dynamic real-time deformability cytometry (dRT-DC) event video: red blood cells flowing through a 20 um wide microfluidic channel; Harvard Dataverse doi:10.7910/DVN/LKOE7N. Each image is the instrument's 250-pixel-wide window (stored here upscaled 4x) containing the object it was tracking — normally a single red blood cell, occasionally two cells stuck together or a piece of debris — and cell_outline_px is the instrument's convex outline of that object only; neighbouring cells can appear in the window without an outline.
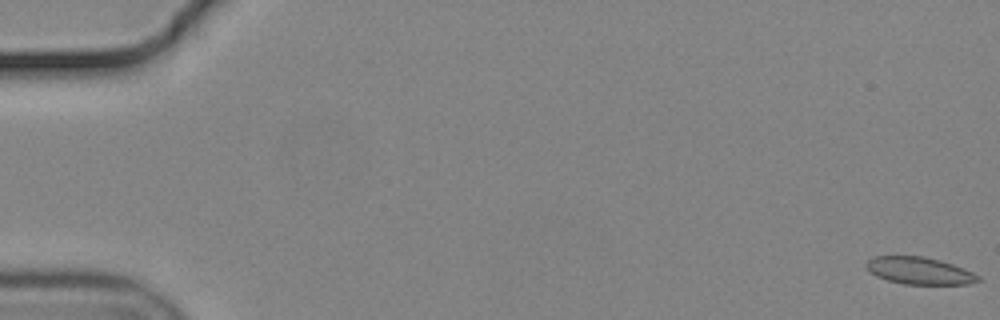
{"species": "common noctule bat (a hibernating species)", "species_latin": "Nyctalus noctula", "temperature_condition": "cold", "stored_images_in_passage": 57, "camera_frame_rate_fps": 3000, "um_per_image_px": 0.085, "animal": {"sex": "male", "body_mass_g": 19.2, "forearm_length_mm": 51.8}, "frame": {"image": 1, "passage_image": 1, "time_ms": 0.0, "image_size_px": [1000, 320], "cell_outline_px": [[980, 280], [968, 284], [904, 284], [888, 280], [876, 276], [864, 268], [864, 264], [872, 256], [924, 256], [940, 260], [964, 268], [980, 276]], "centroid_in_image_um": [78.11, 23.0], "position_along_channel_um": 6.9, "area_um2": 17.8}}
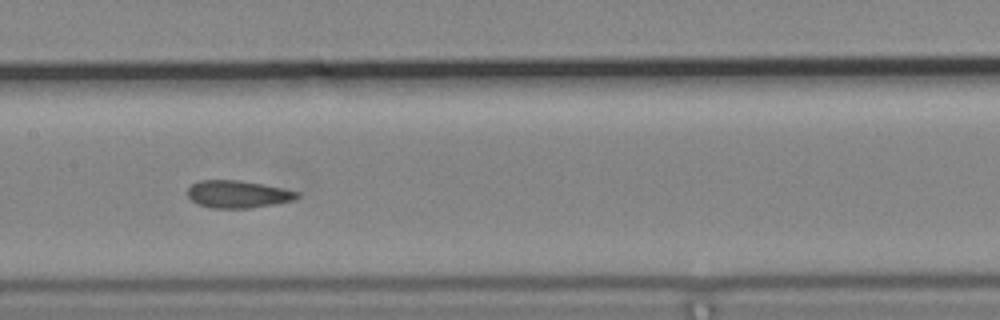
{"frame": {"image": 2, "passage_image": 29, "time_ms": 9.333, "image_size_px": [1000, 320], "cell_outline_px": [[300, 196], [292, 200], [272, 204], [248, 208], [212, 208], [200, 204], [192, 200], [188, 196], [188, 188], [192, 184], [200, 180], [236, 180], [284, 188], [300, 192]], "centroid_in_image_um": [20.22, 16.5], "position_along_channel_um": 187.2, "area_um2": 17.22}}
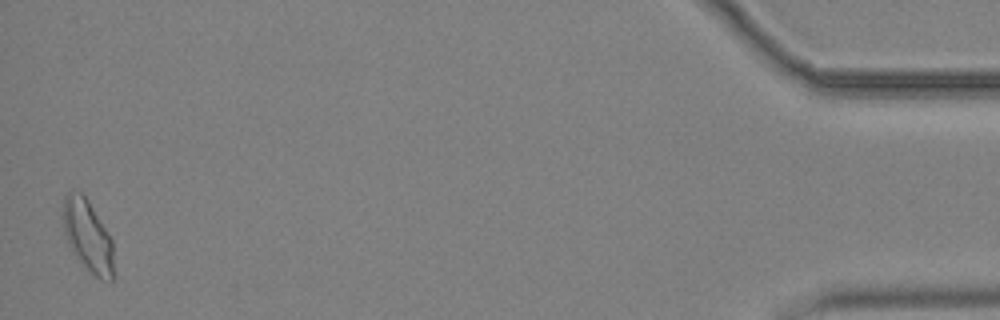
{"frame": {"image": 3, "passage_image": 56, "time_ms": 18.333, "image_size_px": [1000, 320], "cell_outline_px": [[112, 280], [100, 280], [76, 256], [68, 244], [64, 232], [64, 196], [68, 192], [80, 192], [88, 200], [112, 240]], "centroid_in_image_um": [7.45, 20.03], "position_along_channel_um": 427.7, "area_um2": 20.35}, "authors_computed_cell_mechanics": {"area_um2": 18.0914, "velocity_mm_per_s": 3.6785, "shape_relaxation_time_tau1_ms": null, "shape_relaxation_time_tau2_ms": 1.6433, "deformation_change_tau1": null, "deformation_change_tau2": 0.0882}}